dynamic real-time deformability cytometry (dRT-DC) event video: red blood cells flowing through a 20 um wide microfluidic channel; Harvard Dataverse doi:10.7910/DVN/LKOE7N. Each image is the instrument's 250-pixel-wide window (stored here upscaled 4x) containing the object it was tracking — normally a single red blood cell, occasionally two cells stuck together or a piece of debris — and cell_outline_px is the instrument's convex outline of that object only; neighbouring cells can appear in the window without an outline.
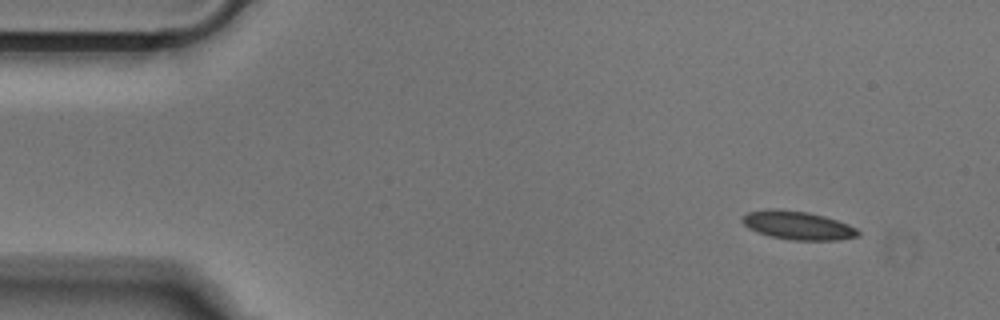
{"species": "Egyptian fruit bat (a non-hibernating species)", "species_latin": "Rousettus aegyptiacus", "temperature_condition": "cold", "stored_images_in_passage": 48, "camera_frame_rate_fps": 3000, "um_per_image_px": 0.085, "animal": {"sex": "male"}, "frame": {"image": 1, "passage_image": 1, "time_ms": 0.0, "image_size_px": [1000, 320], "cell_outline_px": [[860, 236], [836, 240], [788, 240], [756, 232], [748, 228], [740, 220], [748, 212], [768, 208], [776, 208], [808, 212], [824, 216], [848, 224], [856, 228], [860, 232]], "centroid_in_image_um": [67.79, 19.15], "position_along_channel_um": 17.2, "area_um2": 19.31}}
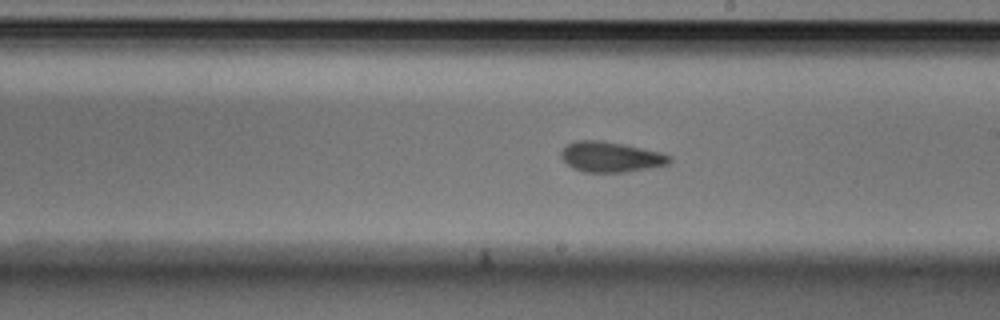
{"frame": {"image": 2, "passage_image": 25, "time_ms": 8.0, "image_size_px": [1000, 320], "cell_outline_px": [[672, 160], [668, 164], [648, 168], [624, 172], [584, 172], [572, 168], [560, 156], [560, 152], [568, 144], [576, 140], [604, 140], [624, 144], [660, 152], [672, 156]], "centroid_in_image_um": [51.91, 13.33], "position_along_channel_um": 237.1, "area_um2": 19.19}}
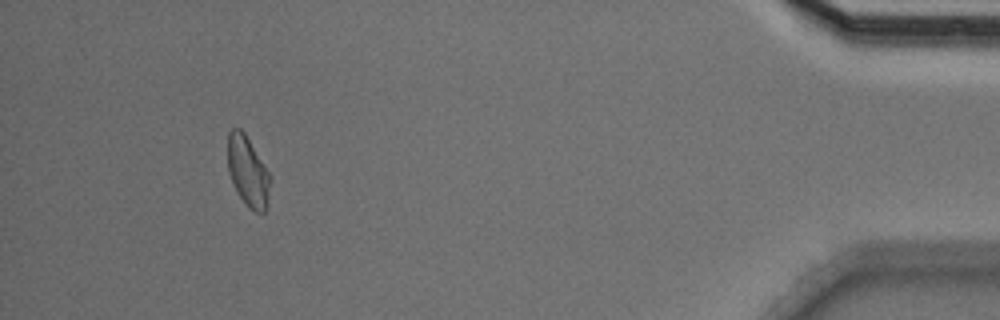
{"frame": {"image": 3, "passage_image": 44, "time_ms": 14.333, "image_size_px": [1000, 320], "cell_outline_px": [[272, 180], [268, 204], [264, 212], [256, 212], [248, 208], [236, 192], [228, 172], [228, 132], [232, 128], [240, 128], [244, 132], [272, 176]], "centroid_in_image_um": [21.09, 14.6], "position_along_channel_um": 414.1, "area_um2": 17.74}}